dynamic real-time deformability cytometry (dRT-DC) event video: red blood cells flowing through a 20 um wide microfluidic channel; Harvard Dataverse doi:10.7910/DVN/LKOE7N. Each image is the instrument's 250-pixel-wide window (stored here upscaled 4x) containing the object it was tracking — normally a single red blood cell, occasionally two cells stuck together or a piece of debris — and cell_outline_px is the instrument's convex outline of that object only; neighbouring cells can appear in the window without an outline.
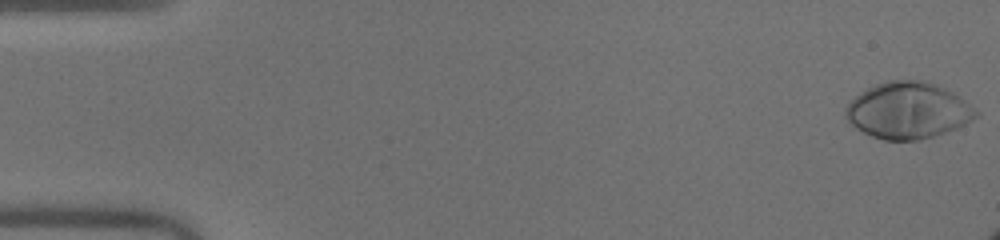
{"species": "human", "species_latin": "Homo sapiens", "temperature_condition": "warm", "stored_images_in_passage": 14, "camera_frame_rate_fps": 3000, "um_per_image_px": 0.085, "donor": {"sex": "male"}, "frame": {"image": 1, "passage_image": 1, "time_ms": 0.0, "image_size_px": [1000, 240], "cell_outline_px": [[980, 116], [956, 128], [932, 136], [916, 140], [884, 140], [872, 136], [856, 128], [844, 116], [844, 108], [860, 92], [876, 84], [888, 80], [924, 80], [944, 88], [952, 92], [964, 100], [980, 112]], "centroid_in_image_um": [77.17, 9.38], "position_along_channel_um": 7.8, "area_um2": 42.6}}